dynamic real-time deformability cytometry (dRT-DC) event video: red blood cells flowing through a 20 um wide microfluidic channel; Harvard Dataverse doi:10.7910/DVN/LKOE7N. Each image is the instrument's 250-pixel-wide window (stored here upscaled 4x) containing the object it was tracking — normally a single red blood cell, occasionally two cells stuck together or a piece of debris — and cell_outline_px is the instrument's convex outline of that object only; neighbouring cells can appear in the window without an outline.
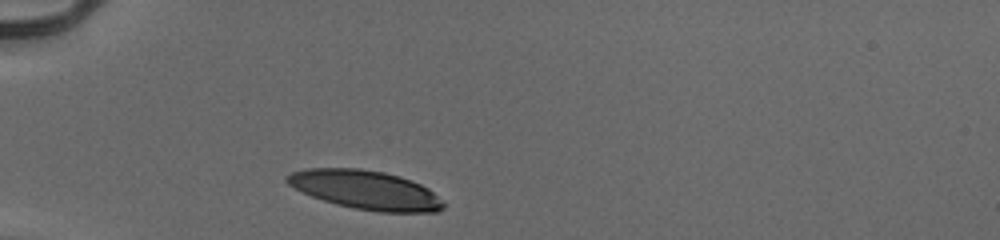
{"species": "human", "species_latin": "Homo sapiens", "temperature_condition": "cold", "stored_images_in_passage": 29, "camera_frame_rate_fps": 3000, "um_per_image_px": 0.085, "donor": {"sex": "male"}, "frame": {"image": 1, "passage_image": 1, "time_ms": 0.0, "image_size_px": [1000, 240], "cell_outline_px": [[444, 208], [436, 212], [376, 212], [336, 204], [312, 196], [288, 184], [284, 180], [284, 176], [292, 172], [308, 168], [360, 168], [384, 172], [400, 176], [412, 180], [428, 188], [444, 204]], "centroid_in_image_um": [31.06, 16.13], "position_along_channel_um": 53.9, "area_um2": 35.26}}
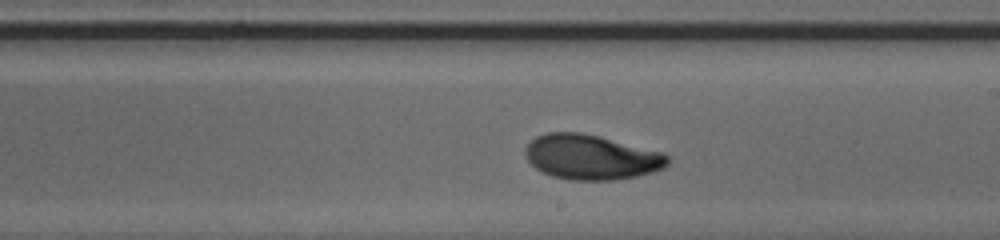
{"frame": {"image": 2, "passage_image": 17, "time_ms": 5.333, "image_size_px": [1000, 240], "cell_outline_px": [[668, 164], [664, 168], [652, 172], [636, 176], [612, 180], [572, 180], [552, 176], [536, 168], [528, 160], [524, 152], [524, 148], [536, 136], [548, 132], [580, 132], [600, 136], [664, 152], [668, 156]], "centroid_in_image_um": [50.26, 13.34], "position_along_channel_um": 238.7, "area_um2": 37.28}}
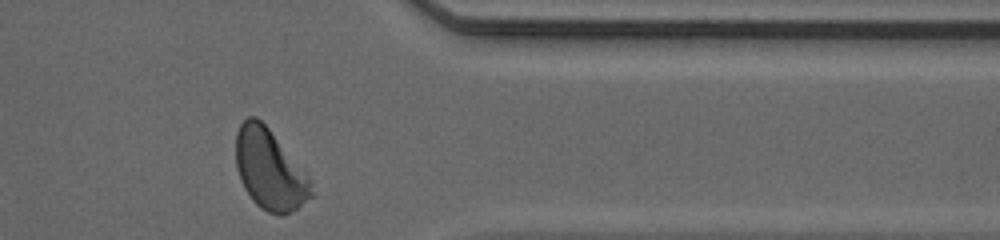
{"frame": {"image": 3, "passage_image": 29, "time_ms": 9.333, "image_size_px": [1000, 240], "cell_outline_px": [[312, 196], [296, 208], [284, 216], [280, 216], [268, 212], [260, 208], [252, 200], [244, 188], [240, 180], [236, 168], [236, 132], [240, 124], [248, 116], [256, 116], [268, 128], [312, 180]], "centroid_in_image_um": [22.9, 14.43], "position_along_channel_um": 388.5, "area_um2": 35.14}, "authors_computed_cell_mechanics": {"area_um2": 36.8186, "velocity_mm_per_s": 3.9076, "shape_relaxation_time_tau1_ms": 3.6933, "shape_relaxation_time_tau2_ms": 3.184, "deformation_change_tau1": 0.1834, "deformation_change_tau2": 0.0619}}